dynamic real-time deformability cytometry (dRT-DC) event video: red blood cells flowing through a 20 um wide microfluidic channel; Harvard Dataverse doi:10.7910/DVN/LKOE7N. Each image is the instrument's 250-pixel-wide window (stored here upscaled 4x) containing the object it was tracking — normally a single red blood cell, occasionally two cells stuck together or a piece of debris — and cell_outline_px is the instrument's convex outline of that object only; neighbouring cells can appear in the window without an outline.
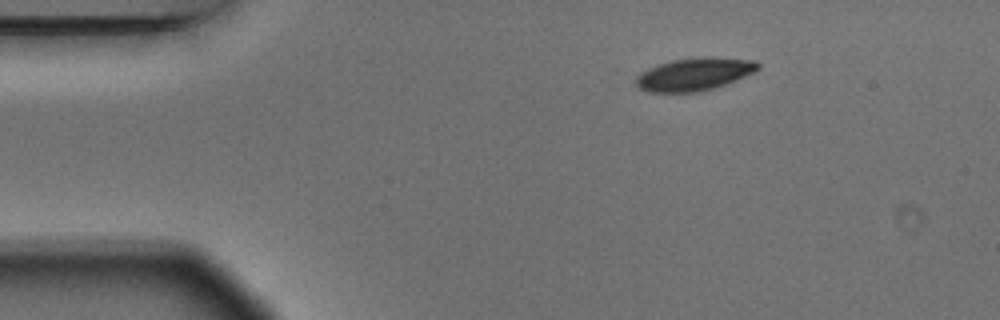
{"species": "Egyptian fruit bat (a non-hibernating species)", "species_latin": "Rousettus aegyptiacus", "temperature_condition": "warm", "stored_images_in_passage": 3, "camera_frame_rate_fps": 3000, "um_per_image_px": 0.085, "animal": {"sex": "male"}, "frame": {"image": 1, "passage_image": 1, "time_ms": 0.0, "image_size_px": [1000, 320], "cell_outline_px": [[760, 68], [756, 72], [736, 80], [700, 92], [648, 92], [640, 88], [636, 84], [636, 76], [640, 72], [648, 68], [672, 60], [700, 56], [712, 56], [756, 60], [760, 64]], "centroid_in_image_um": [59.06, 6.29], "position_along_channel_um": 25.9, "area_um2": 23.52}}